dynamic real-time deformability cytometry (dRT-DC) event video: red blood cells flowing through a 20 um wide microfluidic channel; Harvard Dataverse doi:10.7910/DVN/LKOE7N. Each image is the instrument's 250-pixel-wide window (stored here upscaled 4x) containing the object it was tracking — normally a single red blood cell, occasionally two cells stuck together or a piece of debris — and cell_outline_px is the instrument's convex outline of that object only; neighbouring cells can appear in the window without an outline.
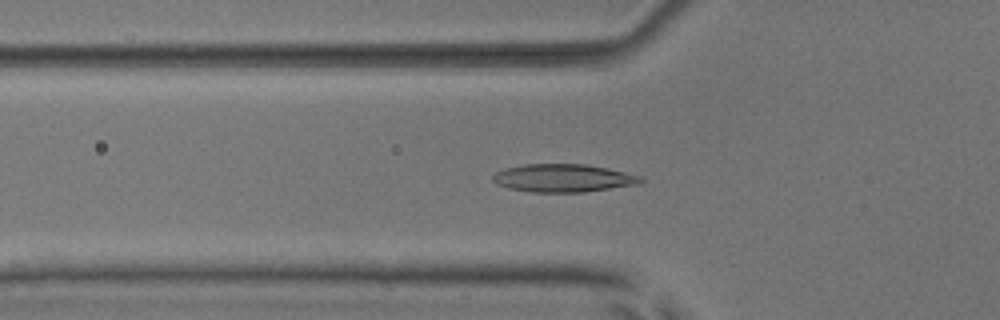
{"species": "common noctule bat (a hibernating species)", "species_latin": "Nyctalus noctula", "temperature_condition": "room temperature", "stored_images_in_passage": 53, "camera_frame_rate_fps": 3000, "um_per_image_px": 0.085, "animal": {"sex": "male", "body_mass_g": 17.9, "forearm_length_mm": 54.2}, "frame": {"image": 1, "passage_image": 18, "time_ms": 5.667, "image_size_px": [1000, 320], "cell_outline_px": [[644, 180], [640, 184], [584, 192], [532, 192], [508, 188], [496, 184], [492, 180], [492, 176], [496, 172], [508, 168], [524, 164], [584, 164], [608, 168], [640, 176]], "centroid_in_image_um": [47.88, 15.14], "position_along_channel_um": 77.9, "area_um2": 24.04}}
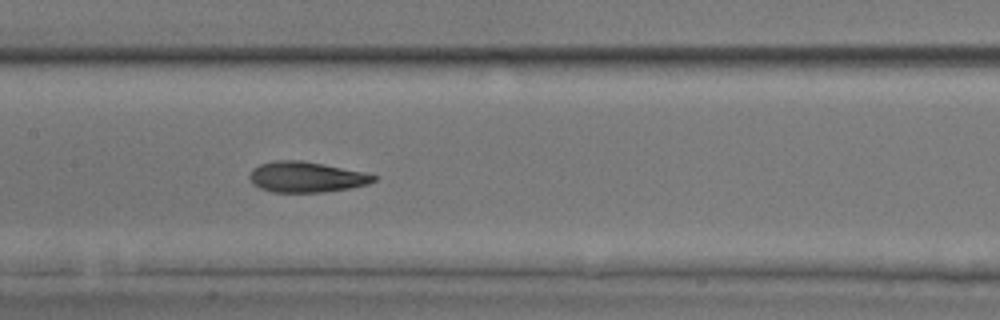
{"frame": {"image": 2, "passage_image": 26, "time_ms": 8.333, "image_size_px": [1000, 320], "cell_outline_px": [[380, 176], [376, 180], [368, 184], [348, 188], [324, 192], [272, 192], [260, 188], [252, 184], [248, 176], [252, 168], [260, 164], [276, 160], [300, 160], [324, 164]], "centroid_in_image_um": [26.0, 15.04], "position_along_channel_um": 181.4, "area_um2": 22.14}}
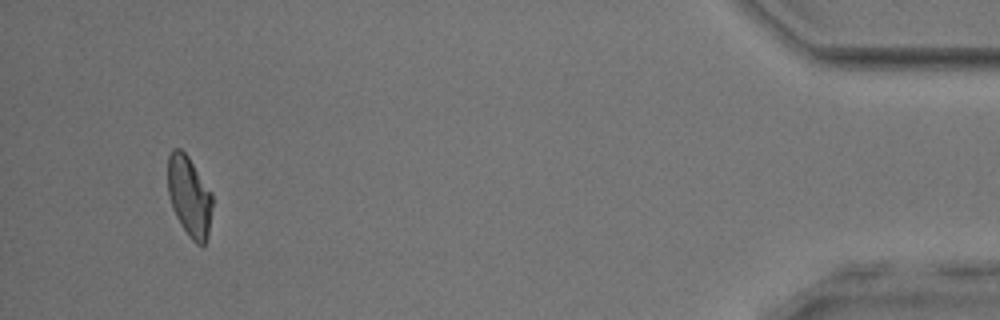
{"frame": {"image": 3, "passage_image": 50, "time_ms": 16.333, "image_size_px": [1000, 320], "cell_outline_px": [[212, 208], [208, 236], [204, 244], [196, 244], [188, 236], [180, 224], [172, 208], [168, 192], [168, 156], [172, 148], [180, 148], [188, 156], [212, 192]], "centroid_in_image_um": [16.09, 16.68], "position_along_channel_um": 419.1, "area_um2": 20.98}, "authors_computed_cell_mechanics": {"area_um2": 22.0218, "velocity_mm_per_s": 3.8698, "shape_relaxation_time_tau1_ms": 8.847, "shape_relaxation_time_tau2_ms": 1.9764, "deformation_change_tau1": 0.224, "deformation_change_tau2": 0.0779}}